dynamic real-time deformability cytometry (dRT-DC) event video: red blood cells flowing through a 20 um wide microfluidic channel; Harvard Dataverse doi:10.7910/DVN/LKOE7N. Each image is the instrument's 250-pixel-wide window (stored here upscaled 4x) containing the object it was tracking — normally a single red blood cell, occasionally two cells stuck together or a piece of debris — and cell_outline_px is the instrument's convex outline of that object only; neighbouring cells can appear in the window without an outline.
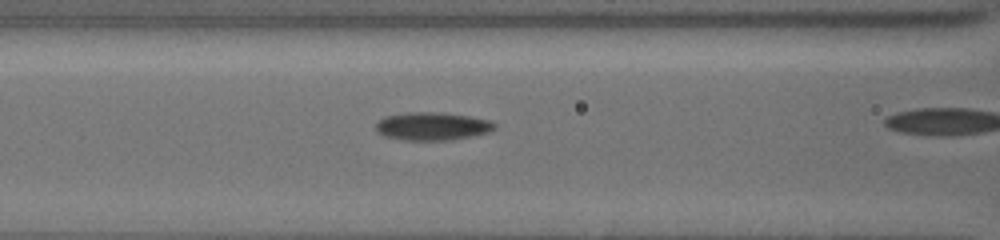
{"species": "common noctule bat (a hibernating species)", "species_latin": "Nyctalus noctula", "temperature_condition": "cold", "stored_images_in_passage": 7, "camera_frame_rate_fps": 3000, "um_per_image_px": 0.085, "animal": {"sex": "female", "body_mass_g": 19.5, "forearm_length_mm": 54.1}, "frame": {"image": 1, "passage_image": 4, "time_ms": 1.667, "image_size_px": [1000, 240], "cell_outline_px": [[496, 128], [488, 132], [452, 140], [404, 140], [384, 136], [376, 128], [376, 124], [384, 116], [404, 112], [444, 112], [472, 116], [488, 120], [496, 124]], "centroid_in_image_um": [36.75, 10.71], "position_along_channel_um": 129.8, "area_um2": 19.48}}
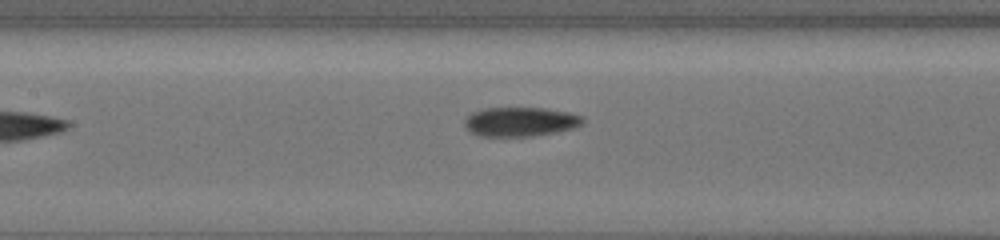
{"frame": {"image": 2, "passage_image": 7, "time_ms": 3.667, "image_size_px": [1000, 240], "cell_outline_px": [[584, 120], [580, 124], [572, 128], [556, 132], [532, 136], [480, 136], [472, 132], [464, 124], [464, 120], [472, 112], [484, 108], [544, 108], [568, 112], [584, 116]], "centroid_in_image_um": [44.23, 10.34], "position_along_channel_um": 163.2, "area_um2": 20.0}}